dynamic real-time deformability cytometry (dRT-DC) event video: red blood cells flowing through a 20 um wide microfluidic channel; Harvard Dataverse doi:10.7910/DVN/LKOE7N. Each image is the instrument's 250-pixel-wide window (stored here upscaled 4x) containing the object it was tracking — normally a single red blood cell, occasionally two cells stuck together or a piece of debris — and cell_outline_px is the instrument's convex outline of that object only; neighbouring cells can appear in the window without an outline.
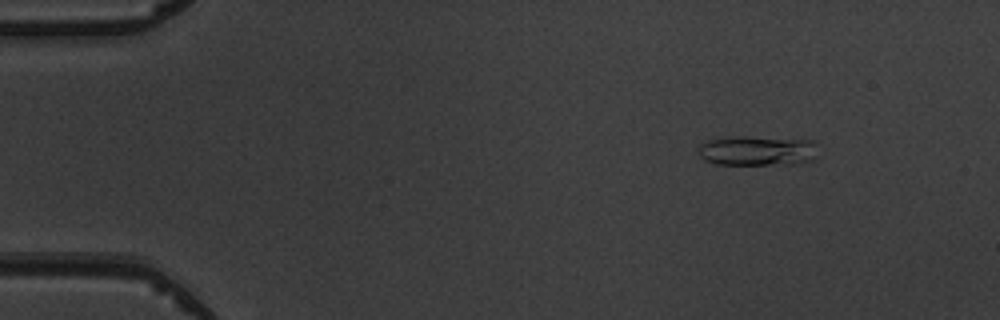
{"species": "common noctule bat (a hibernating species)", "species_latin": "Nyctalus noctula", "temperature_condition": "warm", "stored_images_in_passage": 6, "camera_frame_rate_fps": 3000, "um_per_image_px": 0.085, "animal": {"sex": "male", "body_mass_g": 19.5, "forearm_length_mm": 54.6}, "frame": {"image": 1, "passage_image": 2, "time_ms": 1.0, "image_size_px": [1000, 320], "cell_outline_px": [[816, 144], [812, 160], [796, 164], [716, 164], [704, 160], [700, 156], [700, 144], [708, 140], [744, 136], [816, 140]], "centroid_in_image_um": [64.39, 12.81], "position_along_channel_um": 20.6, "area_um2": 20.63}}
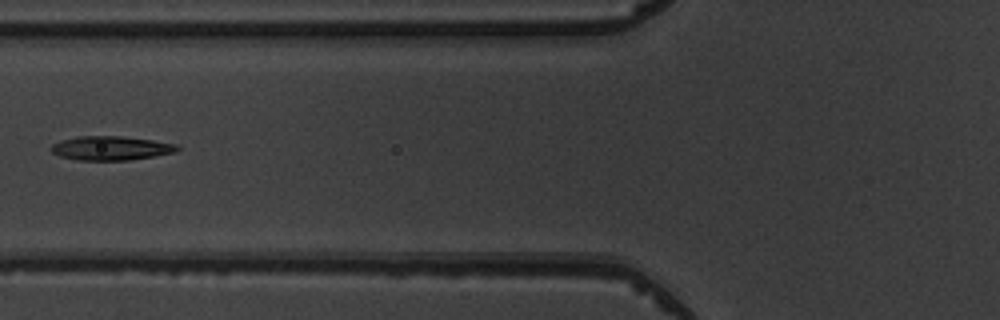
{"frame": {"image": 2, "passage_image": 6, "time_ms": 5.667, "image_size_px": [1000, 320], "cell_outline_px": [[180, 148], [176, 152], [128, 160], [76, 160], [60, 156], [52, 152], [48, 148], [52, 144], [76, 136], [120, 136], [152, 140], [180, 144]], "centroid_in_image_um": [9.43, 12.59], "position_along_channel_um": 116.4, "area_um2": 17.69}}